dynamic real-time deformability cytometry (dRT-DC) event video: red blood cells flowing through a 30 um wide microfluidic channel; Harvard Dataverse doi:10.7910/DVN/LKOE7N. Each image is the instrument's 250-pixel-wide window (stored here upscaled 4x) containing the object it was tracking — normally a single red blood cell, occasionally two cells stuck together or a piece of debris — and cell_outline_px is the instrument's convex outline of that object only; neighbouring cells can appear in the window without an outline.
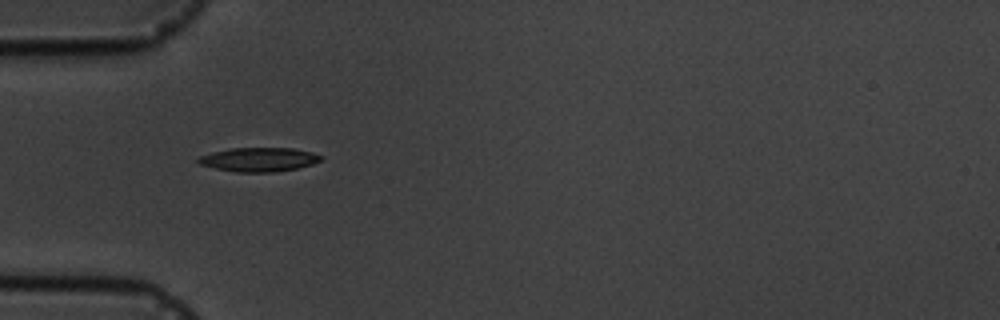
{"species": "common noctule bat (a hibernating species)", "species_latin": "Nyctalus noctula", "temperature_condition": "cold", "stored_images_in_passage": 7, "camera_frame_rate_fps": 3000, "um_per_image_px": 0.085, "animal": {"sex": "male", "body_mass_g": 19.5, "forearm_length_mm": 54.6}, "frame": {"image": 1, "passage_image": 6, "time_ms": 5.667, "image_size_px": [1000, 320], "cell_outline_px": [[324, 156], [320, 160], [312, 164], [296, 168], [276, 172], [236, 172], [216, 168], [200, 164], [196, 160], [200, 156], [212, 152], [228, 148], [292, 148], [312, 152]], "centroid_in_image_um": [22.0, 13.55], "position_along_channel_um": 63.0, "area_um2": 17.11}}
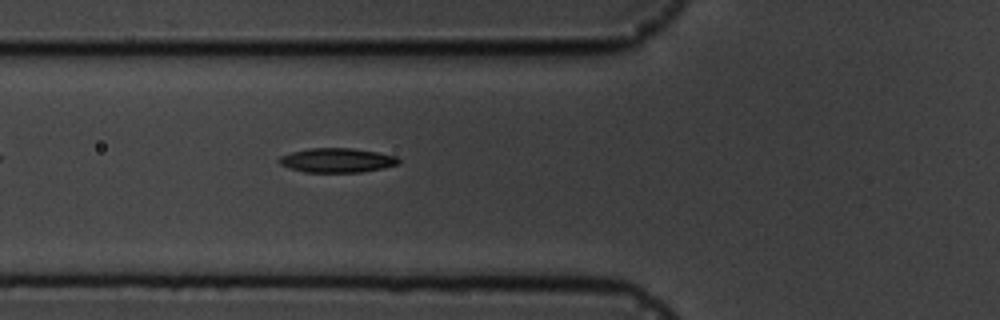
{"frame": {"image": 2, "passage_image": 7, "time_ms": 6.667, "image_size_px": [1000, 320], "cell_outline_px": [[400, 160], [396, 164], [384, 168], [360, 172], [304, 172], [280, 164], [276, 160], [280, 156], [292, 152], [308, 148], [352, 148], [376, 152], [396, 156]], "centroid_in_image_um": [28.62, 13.62], "position_along_channel_um": 97.2, "area_um2": 16.82}}